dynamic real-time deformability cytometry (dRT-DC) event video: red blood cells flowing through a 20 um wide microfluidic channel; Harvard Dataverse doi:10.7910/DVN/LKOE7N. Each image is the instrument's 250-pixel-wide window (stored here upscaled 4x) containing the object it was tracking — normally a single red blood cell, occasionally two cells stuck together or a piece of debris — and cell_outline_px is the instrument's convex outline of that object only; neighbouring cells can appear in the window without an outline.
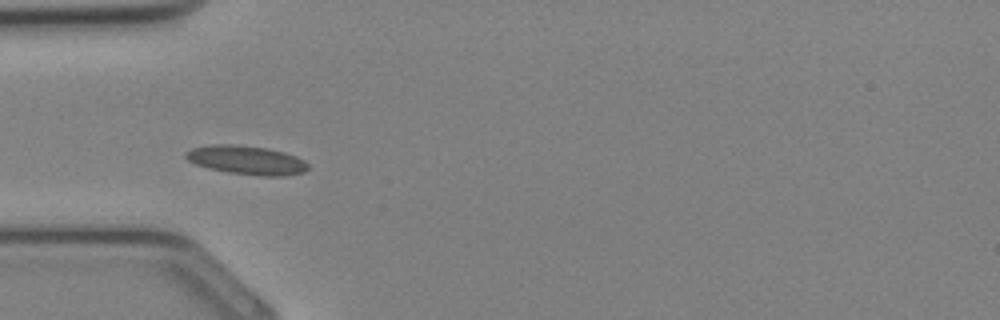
{"species": "Egyptian fruit bat (a non-hibernating species)", "species_latin": "Rousettus aegyptiacus", "temperature_condition": "cold", "stored_images_in_passage": 34, "camera_frame_rate_fps": 3000, "um_per_image_px": 0.085, "animal": {"sex": "female"}, "frame": {"image": 1, "passage_image": 10, "time_ms": 3.0, "image_size_px": [1000, 320], "cell_outline_px": [[308, 168], [304, 172], [284, 176], [260, 176], [228, 172], [208, 168], [196, 164], [188, 160], [184, 156], [184, 152], [192, 148], [212, 144], [232, 144], [268, 148], [284, 152], [296, 156], [304, 160], [308, 164]], "centroid_in_image_um": [20.95, 13.6], "position_along_channel_um": 64.0, "area_um2": 20.63}}
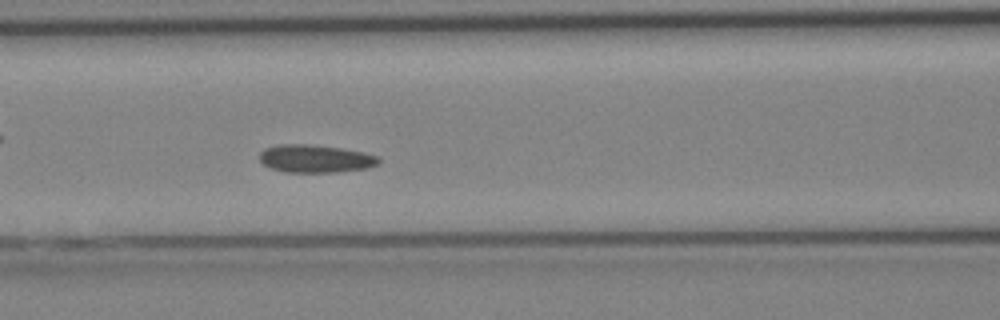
{"frame": {"image": 2, "passage_image": 14, "time_ms": 4.333, "image_size_px": [1000, 320], "cell_outline_px": [[380, 160], [376, 164], [368, 168], [336, 172], [284, 172], [272, 168], [264, 164], [260, 160], [260, 152], [264, 148], [280, 144], [308, 144], [340, 148], [380, 156]], "centroid_in_image_um": [26.79, 13.48], "position_along_channel_um": 139.8, "area_um2": 19.19}}
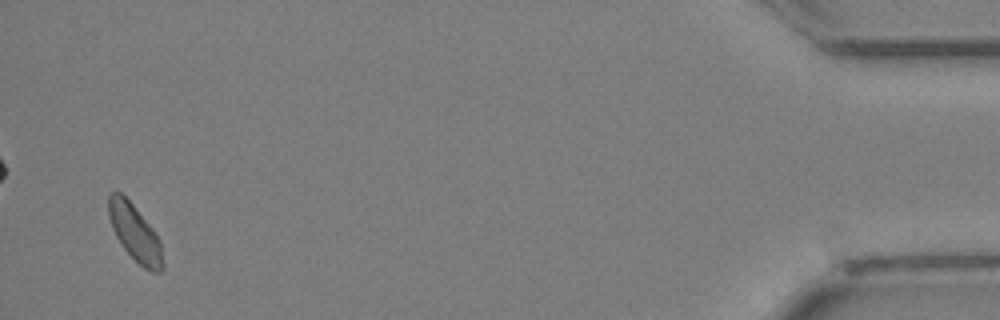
{"frame": {"image": 3, "passage_image": 33, "time_ms": 10.667, "image_size_px": [1000, 320], "cell_outline_px": [[164, 268], [160, 272], [152, 272], [144, 268], [124, 248], [116, 236], [112, 228], [108, 216], [108, 192], [120, 192], [132, 204], [152, 228], [160, 240], [164, 264]], "centroid_in_image_um": [11.47, 19.8], "position_along_channel_um": 423.7, "area_um2": 17.69}}